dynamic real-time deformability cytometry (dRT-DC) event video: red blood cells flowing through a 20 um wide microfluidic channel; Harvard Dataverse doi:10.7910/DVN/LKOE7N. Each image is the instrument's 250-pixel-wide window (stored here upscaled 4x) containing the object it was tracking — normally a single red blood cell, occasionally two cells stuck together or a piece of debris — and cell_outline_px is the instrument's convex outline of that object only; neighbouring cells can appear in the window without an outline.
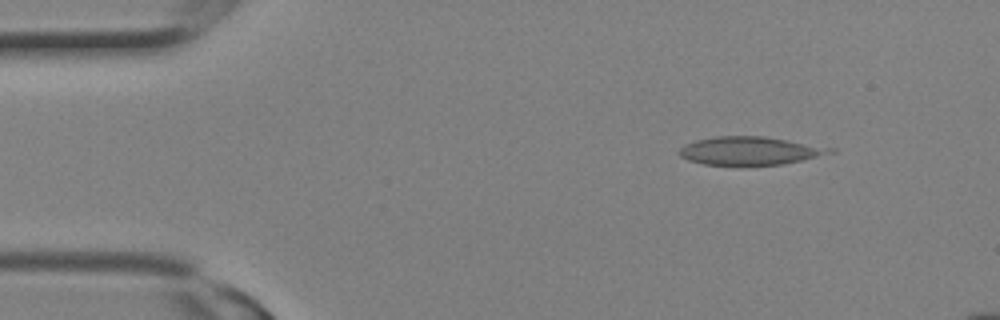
{"species": "Egyptian fruit bat (a non-hibernating species)", "species_latin": "Rousettus aegyptiacus", "temperature_condition": "room temperature", "stored_images_in_passage": 3, "camera_frame_rate_fps": 3000, "um_per_image_px": 0.085, "animal": {"sex": "female"}, "frame": {"image": 1, "passage_image": 1, "time_ms": 0.0, "image_size_px": [1000, 320], "cell_outline_px": [[836, 152], [784, 164], [704, 164], [688, 160], [680, 156], [676, 152], [684, 144], [696, 140], [716, 136], [764, 136], [836, 148]], "centroid_in_image_um": [63.74, 12.8], "position_along_channel_um": 21.3, "area_um2": 24.62}}